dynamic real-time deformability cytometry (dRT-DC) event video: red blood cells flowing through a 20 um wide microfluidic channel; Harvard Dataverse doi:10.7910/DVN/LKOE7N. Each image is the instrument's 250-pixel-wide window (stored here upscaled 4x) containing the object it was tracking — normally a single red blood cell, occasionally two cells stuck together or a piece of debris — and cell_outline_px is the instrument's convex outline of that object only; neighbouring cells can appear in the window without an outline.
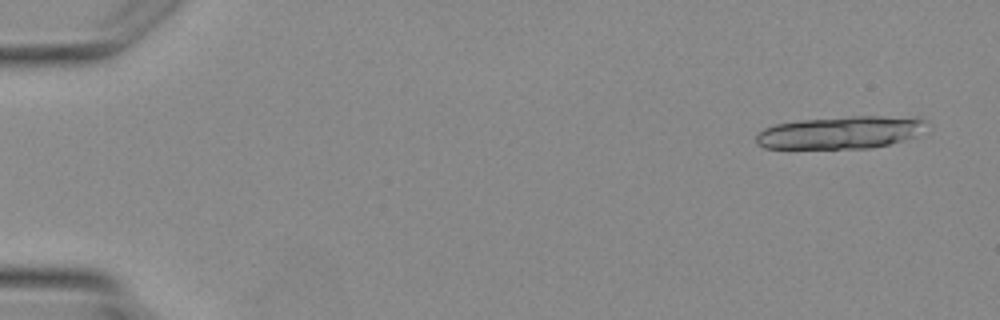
{"species": "Egyptian fruit bat (a non-hibernating species)", "species_latin": "Rousettus aegyptiacus", "temperature_condition": "warm", "stored_images_in_passage": 2, "camera_frame_rate_fps": 3000, "um_per_image_px": 0.085, "animal": {"sex": "female"}, "frame": {"image": 1, "passage_image": 2, "time_ms": 1.333, "image_size_px": [1000, 320], "cell_outline_px": [[924, 120], [912, 136], [888, 144], [872, 148], [764, 148], [756, 144], [756, 136], [764, 128], [776, 124], [800, 120], [848, 116], [920, 116]], "centroid_in_image_um": [71.35, 11.25], "position_along_channel_um": 13.7, "area_um2": 31.79}}